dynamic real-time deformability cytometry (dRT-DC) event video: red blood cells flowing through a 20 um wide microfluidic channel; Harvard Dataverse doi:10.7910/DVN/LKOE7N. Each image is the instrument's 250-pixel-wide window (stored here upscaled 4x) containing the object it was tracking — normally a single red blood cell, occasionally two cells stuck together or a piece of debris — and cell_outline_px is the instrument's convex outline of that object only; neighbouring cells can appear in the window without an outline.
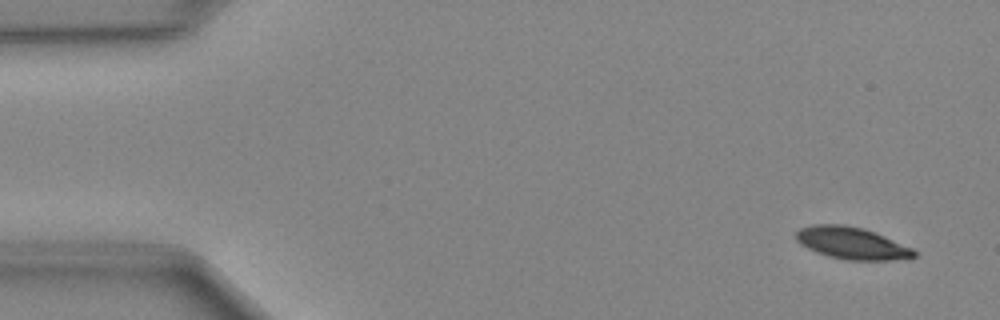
{"species": "Egyptian fruit bat (a non-hibernating species)", "species_latin": "Rousettus aegyptiacus", "temperature_condition": "cold", "stored_images_in_passage": 49, "camera_frame_rate_fps": 3000, "um_per_image_px": 0.085, "animal": {"sex": "female"}, "frame": {"image": 1, "passage_image": 3, "time_ms": 0.667, "image_size_px": [1000, 320], "cell_outline_px": [[916, 256], [888, 260], [848, 260], [828, 256], [816, 252], [800, 244], [796, 240], [796, 232], [800, 228], [812, 224], [844, 224], [864, 228], [884, 236], [912, 248], [916, 252]], "centroid_in_image_um": [72.35, 20.65], "position_along_channel_um": 12.6, "area_um2": 21.91}}
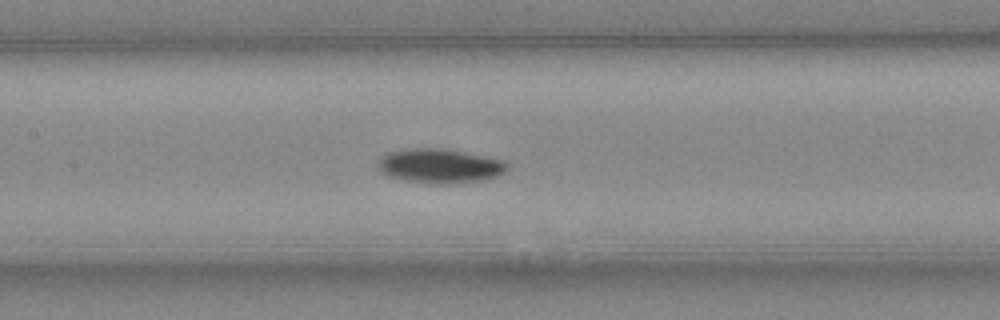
{"frame": {"image": 2, "passage_image": 23, "time_ms": 7.333, "image_size_px": [1000, 320], "cell_outline_px": [[508, 168], [500, 176], [484, 180], [448, 184], [428, 184], [404, 180], [388, 176], [380, 172], [380, 160], [388, 152], [408, 148], [444, 148], [504, 160], [508, 164]], "centroid_in_image_um": [37.42, 14.11], "position_along_channel_um": 170.0, "area_um2": 26.01}}
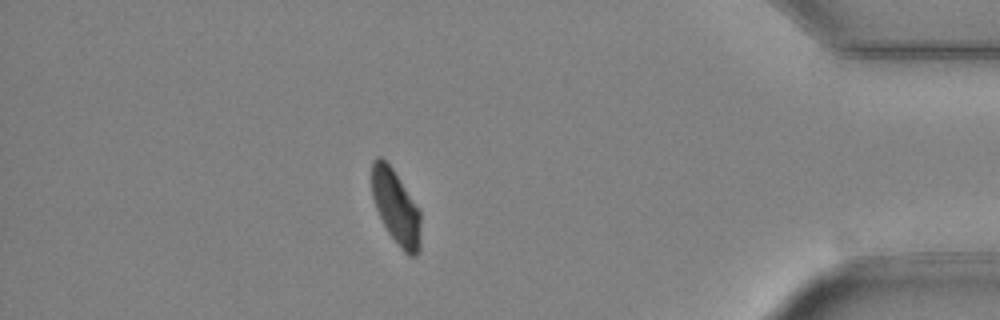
{"frame": {"image": 3, "passage_image": 43, "time_ms": 14.0, "image_size_px": [1000, 320], "cell_outline_px": [[420, 252], [416, 256], [408, 256], [404, 252], [388, 232], [376, 208], [372, 196], [372, 160], [376, 156], [380, 156], [392, 168], [420, 212]], "centroid_in_image_um": [33.65, 17.63], "position_along_channel_um": 401.6, "area_um2": 20.81}}